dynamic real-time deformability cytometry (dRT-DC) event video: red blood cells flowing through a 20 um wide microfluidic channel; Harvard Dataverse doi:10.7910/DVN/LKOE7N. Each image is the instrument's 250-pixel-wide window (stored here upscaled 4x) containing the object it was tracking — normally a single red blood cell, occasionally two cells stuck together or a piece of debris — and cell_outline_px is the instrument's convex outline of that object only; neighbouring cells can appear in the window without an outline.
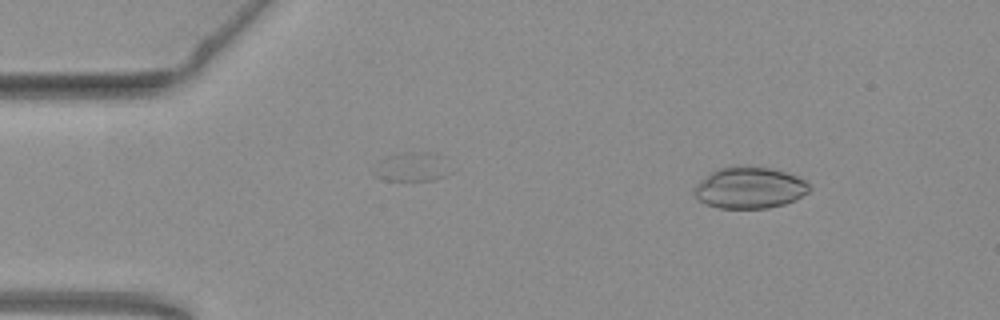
{"species": "common noctule bat (a hibernating species)", "species_latin": "Nyctalus noctula", "temperature_condition": "warm", "stored_images_in_passage": 48, "camera_frame_rate_fps": 3000, "um_per_image_px": 0.085, "animal": {"sex": "female", "body_mass_g": 19.3, "forearm_length_mm": 54.1}, "frame": {"image": 1, "passage_image": 1, "time_ms": 0.0, "image_size_px": [1000, 320], "cell_outline_px": [[812, 188], [808, 192], [796, 200], [784, 204], [768, 208], [720, 208], [708, 204], [700, 200], [692, 192], [692, 188], [700, 180], [712, 172], [720, 168], [732, 164], [736, 164], [772, 168], [788, 172], [804, 180]], "centroid_in_image_um": [63.72, 15.93], "position_along_channel_um": 21.3, "area_um2": 28.15}}
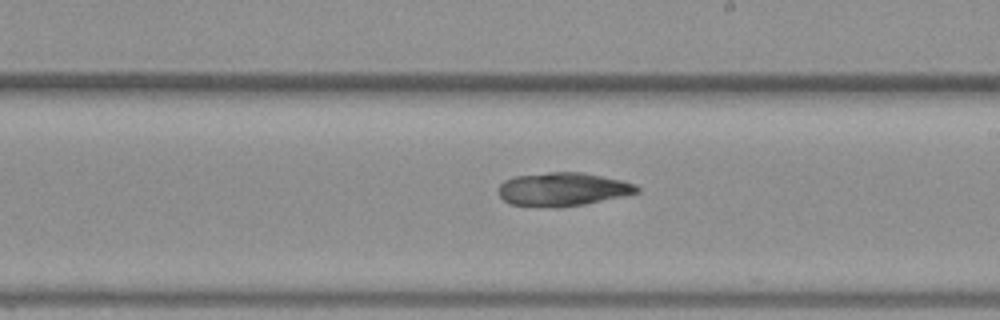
{"frame": {"image": 2, "passage_image": 25, "time_ms": 8.0, "image_size_px": [1000, 320], "cell_outline_px": [[640, 192], [584, 204], [560, 208], [552, 208], [508, 204], [500, 196], [500, 184], [504, 180], [516, 176], [548, 172], [584, 172], [620, 180], [636, 184], [640, 188]], "centroid_in_image_um": [47.83, 16.09], "position_along_channel_um": 241.2, "area_um2": 27.05}}
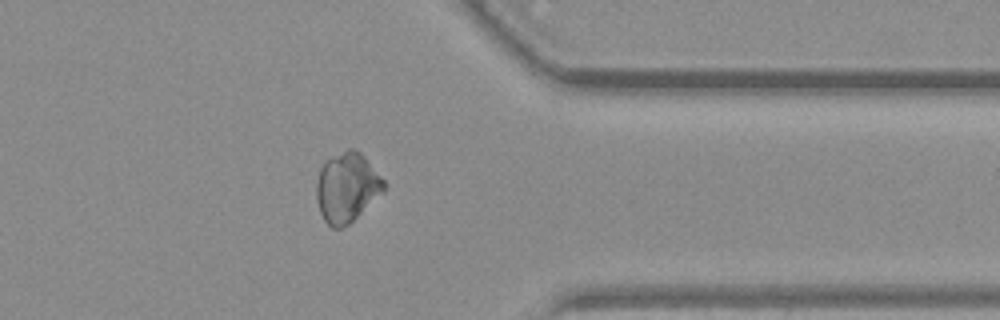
{"frame": {"image": 3, "passage_image": 37, "time_ms": 12.0, "image_size_px": [1000, 320], "cell_outline_px": [[384, 192], [348, 224], [340, 228], [332, 228], [324, 220], [320, 212], [316, 200], [316, 184], [320, 168], [324, 160], [348, 148], [352, 148], [360, 152], [364, 156], [384, 180]], "centroid_in_image_um": [29.46, 15.91], "position_along_channel_um": 381.9, "area_um2": 27.28}}